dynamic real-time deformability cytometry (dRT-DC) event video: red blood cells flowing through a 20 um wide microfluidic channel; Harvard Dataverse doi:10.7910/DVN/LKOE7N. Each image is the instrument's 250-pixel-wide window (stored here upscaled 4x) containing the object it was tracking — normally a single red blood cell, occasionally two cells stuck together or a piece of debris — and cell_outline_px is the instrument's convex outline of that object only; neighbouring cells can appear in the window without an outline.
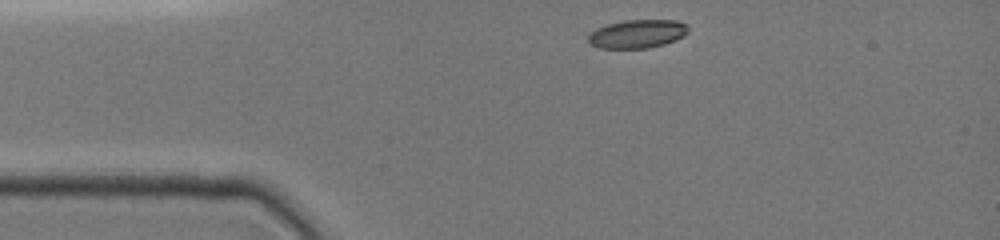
{"species": "common noctule bat (a hibernating species)", "species_latin": "Nyctalus noctula", "temperature_condition": "cold", "stored_images_in_passage": 33, "camera_frame_rate_fps": 3000, "um_per_image_px": 0.085, "animal": {"sex": "female", "body_mass_g": 19.0, "forearm_length_mm": 51.5}, "frame": {"image": 1, "passage_image": 1, "time_ms": 0.0, "image_size_px": [1000, 240], "cell_outline_px": [[688, 32], [684, 36], [676, 40], [664, 44], [648, 48], [600, 48], [588, 44], [588, 36], [596, 28], [608, 24], [624, 20], [676, 20], [684, 24], [688, 28]], "centroid_in_image_um": [54.16, 2.88], "position_along_channel_um": 30.8, "area_um2": 16.59}}
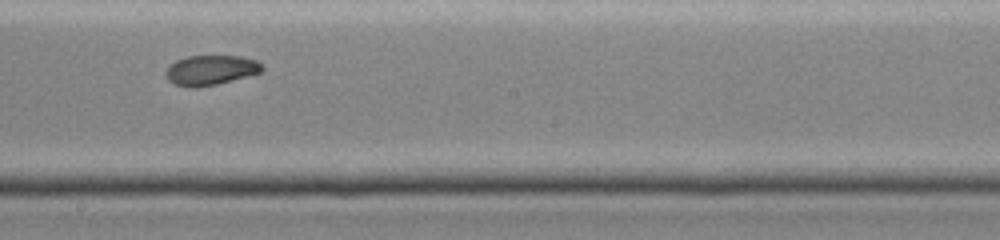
{"frame": {"image": 2, "passage_image": 19, "time_ms": 6.0, "image_size_px": [1000, 240], "cell_outline_px": [[264, 68], [260, 72], [216, 84], [176, 84], [168, 80], [164, 72], [176, 60], [188, 56], [240, 56], [256, 60], [264, 64]], "centroid_in_image_um": [17.96, 5.9], "position_along_channel_um": 230.2, "area_um2": 15.95}}
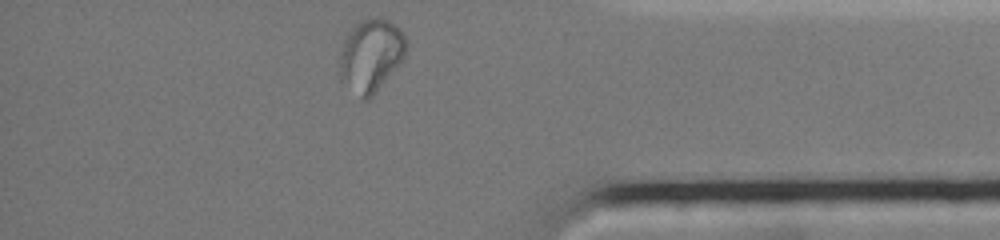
{"frame": {"image": 3, "passage_image": 33, "time_ms": 10.667, "image_size_px": [1000, 240], "cell_outline_px": [[404, 60], [372, 96], [368, 100], [364, 100], [340, 80], [340, 60], [344, 44], [348, 32], [360, 20], [368, 16], [380, 16], [388, 20], [404, 36]], "centroid_in_image_um": [31.52, 4.7], "position_along_channel_um": 403.7, "area_um2": 27.8}, "authors_computed_cell_mechanics": {"area_um2": 16.9932, "velocity_mm_per_s": 3.9396, "shape_relaxation_time_tau1_ms": null, "shape_relaxation_time_tau2_ms": 1.0352, "deformation_change_tau1": null, "deformation_change_tau2": 0.0481}}